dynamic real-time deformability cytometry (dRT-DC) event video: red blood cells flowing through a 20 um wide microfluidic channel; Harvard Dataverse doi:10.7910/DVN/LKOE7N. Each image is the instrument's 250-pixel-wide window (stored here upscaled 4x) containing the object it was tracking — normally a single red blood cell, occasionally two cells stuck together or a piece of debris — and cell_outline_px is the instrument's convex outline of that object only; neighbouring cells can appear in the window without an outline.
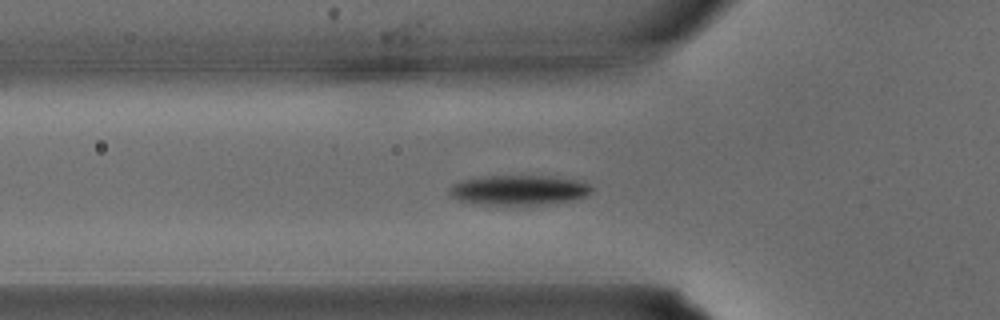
{"species": "common noctule bat (a hibernating species)", "species_latin": "Nyctalus noctula", "temperature_condition": "warm", "stored_images_in_passage": 27, "camera_frame_rate_fps": 3000, "um_per_image_px": 0.085, "animal": {"sex": "male", "body_mass_g": 15.6}, "frame": {"image": 1, "passage_image": 3, "time_ms": 0.667, "image_size_px": [1000, 320], "cell_outline_px": [[592, 192], [588, 196], [576, 200], [508, 208], [480, 204], [456, 200], [448, 192], [448, 188], [452, 184], [460, 180], [484, 176], [548, 176], [576, 180], [592, 184]], "centroid_in_image_um": [44.08, 16.2], "position_along_channel_um": 81.7, "area_um2": 25.84}}
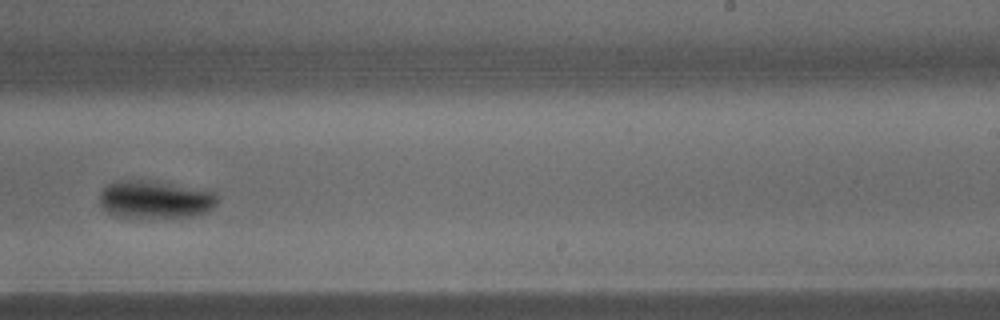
{"frame": {"image": 2, "passage_image": 13, "time_ms": 4.0, "image_size_px": [1000, 320], "cell_outline_px": [[220, 200], [212, 208], [196, 216], [152, 220], [120, 216], [108, 212], [100, 204], [100, 192], [108, 184], [116, 180], [140, 180], [168, 184], [212, 192]], "centroid_in_image_um": [13.16, 17.01], "position_along_channel_um": 275.8, "area_um2": 26.07}}
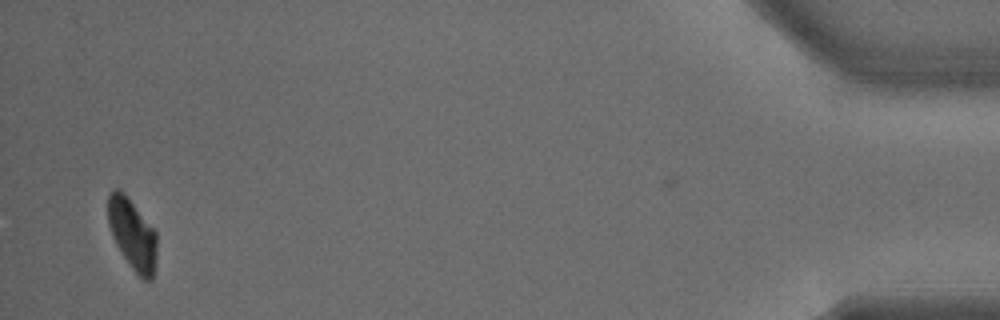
{"frame": {"image": 3, "passage_image": 25, "time_ms": 8.0, "image_size_px": [1000, 320], "cell_outline_px": [[156, 268], [152, 280], [144, 280], [132, 268], [116, 244], [112, 236], [108, 224], [108, 192], [112, 188], [116, 188], [124, 192], [156, 232]], "centroid_in_image_um": [11.25, 19.89], "position_along_channel_um": 424.0, "area_um2": 20.11}}